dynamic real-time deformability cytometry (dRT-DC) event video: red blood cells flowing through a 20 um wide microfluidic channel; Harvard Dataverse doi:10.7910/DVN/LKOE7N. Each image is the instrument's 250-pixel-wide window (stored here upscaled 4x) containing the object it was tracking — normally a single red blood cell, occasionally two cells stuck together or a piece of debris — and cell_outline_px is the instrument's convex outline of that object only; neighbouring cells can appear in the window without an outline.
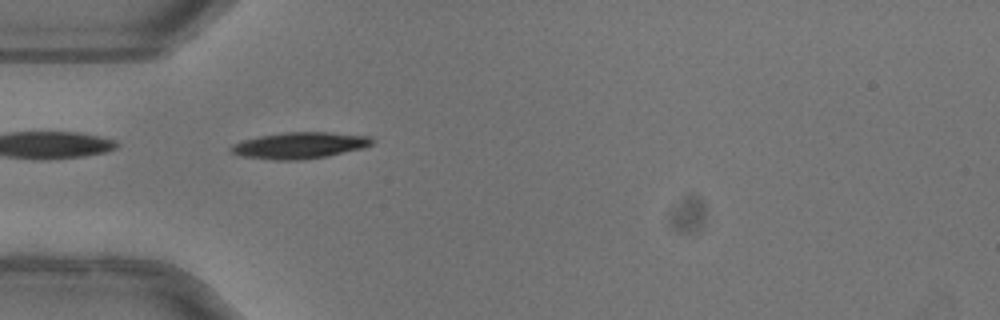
{"species": "common noctule bat (a hibernating species)", "species_latin": "Nyctalus noctula", "temperature_condition": "warm", "stored_images_in_passage": 5, "camera_frame_rate_fps": 3000, "um_per_image_px": 0.085, "animal": {"sex": "female"}, "frame": {"image": 1, "passage_image": 1, "time_ms": 0.0, "image_size_px": [1000, 320], "cell_outline_px": [[372, 144], [364, 148], [328, 156], [304, 160], [276, 160], [240, 156], [232, 152], [228, 148], [232, 144], [244, 140], [260, 136], [284, 132], [328, 132], [368, 136], [372, 140]], "centroid_in_image_um": [25.45, 12.37], "position_along_channel_um": 59.6, "area_um2": 21.68}}